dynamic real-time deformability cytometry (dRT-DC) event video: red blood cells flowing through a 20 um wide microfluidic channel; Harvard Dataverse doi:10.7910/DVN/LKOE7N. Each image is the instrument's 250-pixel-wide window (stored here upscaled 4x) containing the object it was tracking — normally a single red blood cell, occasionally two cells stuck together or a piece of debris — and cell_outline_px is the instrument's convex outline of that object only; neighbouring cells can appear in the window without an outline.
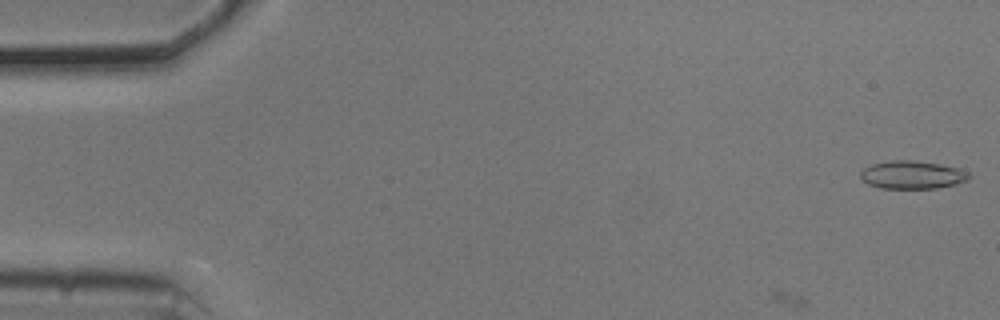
{"species": "common noctule bat (a hibernating species)", "species_latin": "Nyctalus noctula", "temperature_condition": "cold", "stored_images_in_passage": 9, "camera_frame_rate_fps": 3000, "um_per_image_px": 0.085, "animal": {"sex": "male", "body_mass_g": 20.5, "forearm_length_mm": 52.5}, "frame": {"image": 1, "passage_image": 1, "time_ms": 0.0, "image_size_px": [1000, 320], "cell_outline_px": [[972, 176], [968, 180], [936, 188], [880, 188], [868, 184], [860, 176], [860, 172], [864, 168], [872, 164], [892, 160], [912, 160], [940, 164], [960, 168], [968, 172]], "centroid_in_image_um": [77.55, 14.85], "position_along_channel_um": 7.5, "area_um2": 17.63}}